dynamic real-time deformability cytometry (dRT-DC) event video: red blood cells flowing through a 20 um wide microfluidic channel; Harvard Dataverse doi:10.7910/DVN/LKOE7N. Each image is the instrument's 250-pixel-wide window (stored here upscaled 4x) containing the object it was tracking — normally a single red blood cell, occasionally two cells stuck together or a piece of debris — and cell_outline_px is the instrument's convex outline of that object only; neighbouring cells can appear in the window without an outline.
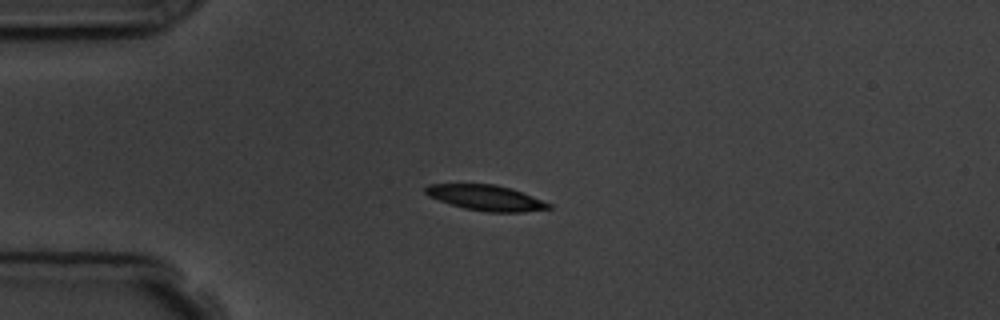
{"species": "common noctule bat (a hibernating species)", "species_latin": "Nyctalus noctula", "temperature_condition": "room temperature", "stored_images_in_passage": 5, "camera_frame_rate_fps": 3000, "um_per_image_px": 0.085, "animal": {"sex": "male", "body_mass_g": 19.5, "forearm_length_mm": 54.6}, "frame": {"image": 1, "passage_image": 3, "time_ms": 2.667, "image_size_px": [1000, 320], "cell_outline_px": [[552, 208], [524, 212], [488, 212], [464, 208], [428, 196], [424, 192], [424, 188], [428, 184], [496, 184], [512, 188], [552, 204]], "centroid_in_image_um": [41.32, 16.8], "position_along_channel_um": 43.7, "area_um2": 18.26}}